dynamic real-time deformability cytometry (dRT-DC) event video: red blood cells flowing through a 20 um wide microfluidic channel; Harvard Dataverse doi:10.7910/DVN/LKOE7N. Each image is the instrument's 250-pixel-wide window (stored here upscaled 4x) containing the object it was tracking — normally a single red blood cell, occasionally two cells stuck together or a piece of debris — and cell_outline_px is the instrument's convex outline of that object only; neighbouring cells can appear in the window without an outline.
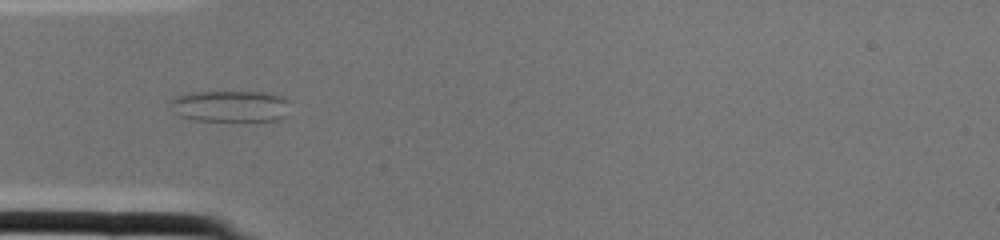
{"species": "common noctule bat (a hibernating species)", "species_latin": "Nyctalus noctula", "temperature_condition": "cold", "stored_images_in_passage": 2, "camera_frame_rate_fps": 3000, "um_per_image_px": 0.085, "animal": {"sex": "female", "body_mass_g": 22.0, "forearm_length_mm": 56.7}, "frame": {"image": 1, "passage_image": 2, "time_ms": 0.333, "image_size_px": [1000, 240], "cell_outline_px": [[288, 100], [284, 116], [280, 120], [196, 120], [180, 116], [176, 112], [172, 104], [172, 100], [176, 96], [196, 92], [264, 92], [280, 96]], "centroid_in_image_um": [19.59, 9.02], "position_along_channel_um": 65.4, "area_um2": 21.27}}